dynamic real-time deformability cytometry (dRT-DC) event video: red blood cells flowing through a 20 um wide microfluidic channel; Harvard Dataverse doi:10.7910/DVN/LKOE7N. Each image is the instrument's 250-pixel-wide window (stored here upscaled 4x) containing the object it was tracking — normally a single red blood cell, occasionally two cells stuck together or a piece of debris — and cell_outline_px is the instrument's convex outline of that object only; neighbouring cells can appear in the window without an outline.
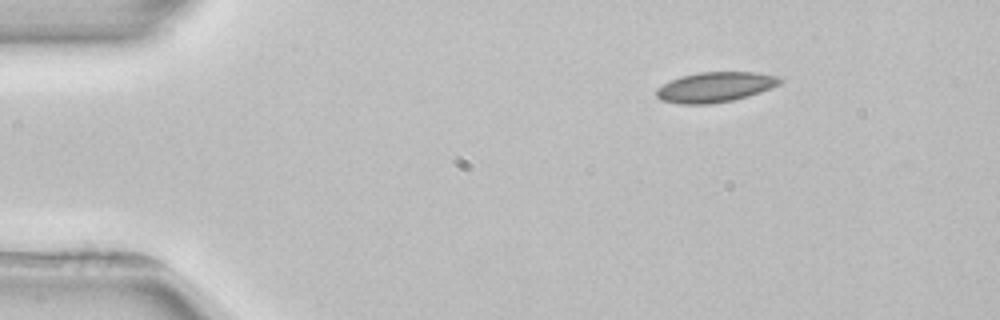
{"species": "common noctule bat (a hibernating species)", "species_latin": "Nyctalus noctula", "temperature_condition": "room temperature", "stored_images_in_passage": 5, "segment_of_instrument_passage": [2, 2], "camera_frame_rate_fps": 3000, "um_per_image_px": 0.085, "animal": {"sex": "female", "body_mass_g": 22.7, "forearm_length_mm": 54.2}, "frame": {"image": 1, "passage_image": 5, "time_ms": 6.333, "image_size_px": [1000, 320], "cell_outline_px": [[784, 80], [780, 84], [760, 92], [748, 96], [732, 100], [708, 104], [680, 104], [660, 100], [656, 96], [656, 88], [680, 76], [700, 72], [756, 72], [784, 76]], "centroid_in_image_um": [60.83, 7.39], "position_along_channel_um": 24.2, "area_um2": 21.85}}